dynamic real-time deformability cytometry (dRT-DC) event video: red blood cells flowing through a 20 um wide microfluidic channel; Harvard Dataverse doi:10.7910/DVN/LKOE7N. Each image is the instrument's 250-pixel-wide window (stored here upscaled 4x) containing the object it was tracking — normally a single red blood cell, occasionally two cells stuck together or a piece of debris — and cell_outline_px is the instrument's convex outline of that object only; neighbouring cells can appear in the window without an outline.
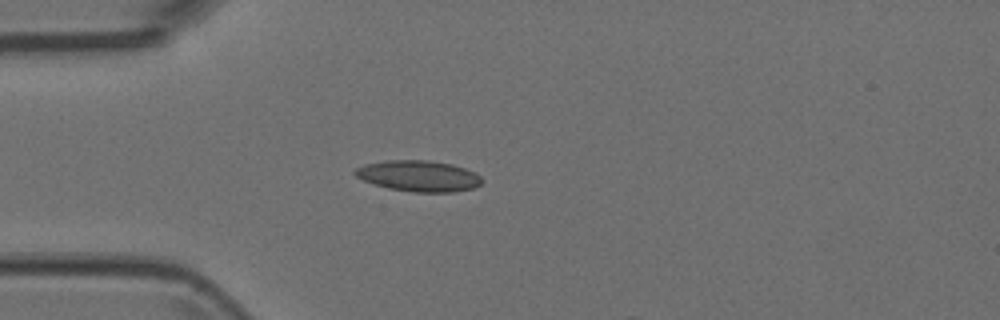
{"species": "Egyptian fruit bat (a non-hibernating species)", "species_latin": "Rousettus aegyptiacus", "temperature_condition": "room temperature", "stored_images_in_passage": 4, "camera_frame_rate_fps": 3000, "um_per_image_px": 0.085, "animal": {"sex": "female"}, "frame": {"image": 1, "passage_image": 4, "time_ms": 1.0, "image_size_px": [1000, 320], "cell_outline_px": [[484, 180], [480, 184], [472, 188], [452, 192], [412, 192], [388, 188], [364, 180], [356, 176], [352, 172], [356, 168], [364, 164], [388, 160], [428, 160], [452, 164], [476, 172]], "centroid_in_image_um": [35.6, 14.95], "position_along_channel_um": 49.4, "area_um2": 22.89}}